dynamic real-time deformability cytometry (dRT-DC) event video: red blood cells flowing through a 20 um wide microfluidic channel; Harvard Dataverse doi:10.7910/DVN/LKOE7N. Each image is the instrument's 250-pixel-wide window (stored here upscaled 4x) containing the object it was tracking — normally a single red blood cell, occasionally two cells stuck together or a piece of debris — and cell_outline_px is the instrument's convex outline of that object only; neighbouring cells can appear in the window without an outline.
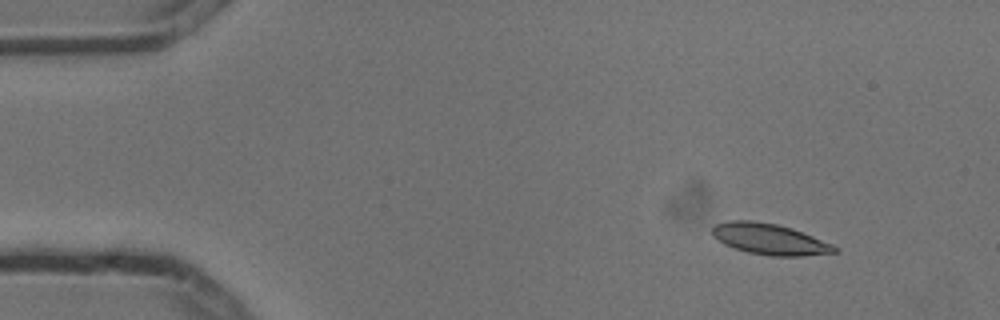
{"species": "common noctule bat (a hibernating species)", "species_latin": "Nyctalus noctula", "temperature_condition": "cold", "stored_images_in_passage": 4, "camera_frame_rate_fps": 3000, "um_per_image_px": 0.085, "animal": {"sex": "male", "body_mass_g": 13.3}, "frame": {"image": 1, "passage_image": 1, "time_ms": 0.0, "image_size_px": [1000, 320], "cell_outline_px": [[840, 252], [804, 256], [768, 256], [748, 252], [732, 248], [724, 244], [712, 236], [712, 228], [716, 224], [728, 220], [752, 220], [776, 224], [792, 228], [832, 244], [840, 248]], "centroid_in_image_um": [65.42, 20.33], "position_along_channel_um": 19.6, "area_um2": 22.31}}
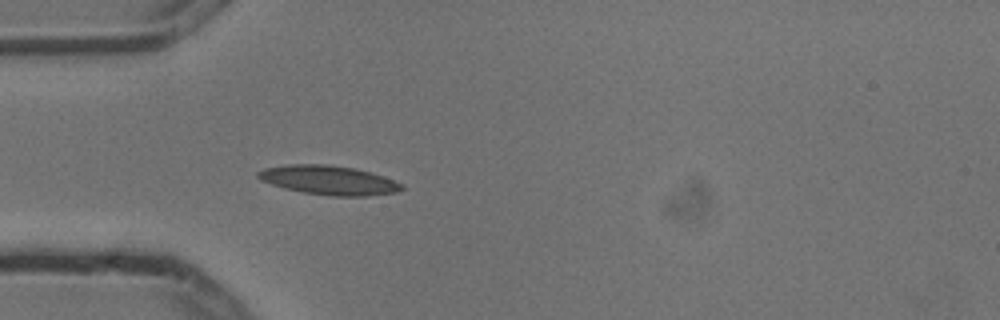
{"frame": {"image": 2, "passage_image": 4, "time_ms": 1.0, "image_size_px": [1000, 320], "cell_outline_px": [[404, 188], [396, 192], [368, 196], [328, 196], [304, 192], [284, 188], [260, 180], [256, 176], [256, 172], [264, 168], [284, 164], [328, 164], [352, 168], [368, 172], [404, 184]], "centroid_in_image_um": [27.89, 15.31], "position_along_channel_um": 57.1, "area_um2": 24.33}}